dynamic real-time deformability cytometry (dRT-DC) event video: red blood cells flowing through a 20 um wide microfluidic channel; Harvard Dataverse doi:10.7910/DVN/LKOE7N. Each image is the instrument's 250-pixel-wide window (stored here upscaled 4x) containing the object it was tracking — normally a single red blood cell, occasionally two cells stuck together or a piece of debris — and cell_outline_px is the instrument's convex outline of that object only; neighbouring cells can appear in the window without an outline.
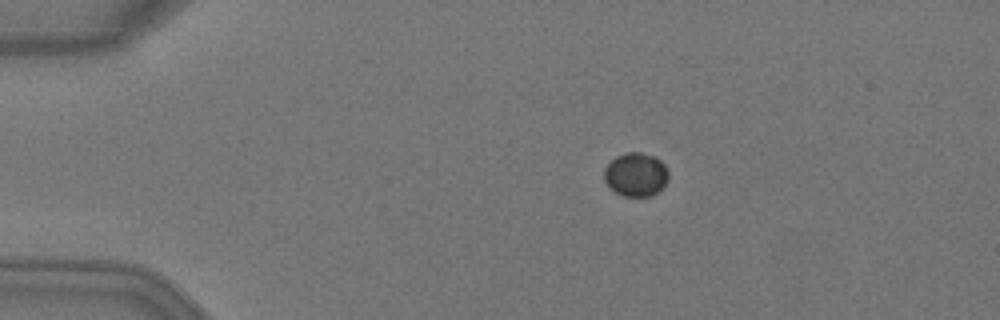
{"species": "Egyptian fruit bat (a non-hibernating species)", "species_latin": "Rousettus aegyptiacus", "temperature_condition": "warm", "stored_images_in_passage": 4, "camera_frame_rate_fps": 3000, "um_per_image_px": 0.085, "animal": {"sex": "female"}, "frame": {"image": 1, "passage_image": 2, "time_ms": 0.333, "image_size_px": [1000, 320], "cell_outline_px": [[668, 180], [656, 192], [648, 196], [624, 196], [608, 188], [604, 180], [604, 168], [616, 156], [624, 152], [640, 152], [656, 156], [664, 164], [668, 172]], "centroid_in_image_um": [54.02, 14.82], "position_along_channel_um": 31.0, "area_um2": 16.42}}